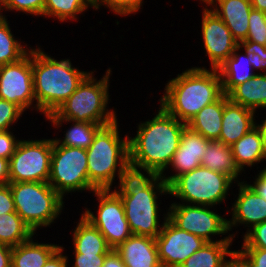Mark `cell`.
Here are the masks:
<instances>
[{
    "instance_id": "obj_14",
    "label": "cell",
    "mask_w": 266,
    "mask_h": 267,
    "mask_svg": "<svg viewBox=\"0 0 266 267\" xmlns=\"http://www.w3.org/2000/svg\"><path fill=\"white\" fill-rule=\"evenodd\" d=\"M155 239L159 260L164 267H179L206 243L197 235L179 229L168 218Z\"/></svg>"
},
{
    "instance_id": "obj_29",
    "label": "cell",
    "mask_w": 266,
    "mask_h": 267,
    "mask_svg": "<svg viewBox=\"0 0 266 267\" xmlns=\"http://www.w3.org/2000/svg\"><path fill=\"white\" fill-rule=\"evenodd\" d=\"M233 241L206 242L179 267H224ZM231 249V250H230Z\"/></svg>"
},
{
    "instance_id": "obj_52",
    "label": "cell",
    "mask_w": 266,
    "mask_h": 267,
    "mask_svg": "<svg viewBox=\"0 0 266 267\" xmlns=\"http://www.w3.org/2000/svg\"><path fill=\"white\" fill-rule=\"evenodd\" d=\"M201 3H204V8L212 6L217 0H199ZM206 4V5H205Z\"/></svg>"
},
{
    "instance_id": "obj_36",
    "label": "cell",
    "mask_w": 266,
    "mask_h": 267,
    "mask_svg": "<svg viewBox=\"0 0 266 267\" xmlns=\"http://www.w3.org/2000/svg\"><path fill=\"white\" fill-rule=\"evenodd\" d=\"M24 111L15 103L0 99V131L12 130L11 127L17 124Z\"/></svg>"
},
{
    "instance_id": "obj_42",
    "label": "cell",
    "mask_w": 266,
    "mask_h": 267,
    "mask_svg": "<svg viewBox=\"0 0 266 267\" xmlns=\"http://www.w3.org/2000/svg\"><path fill=\"white\" fill-rule=\"evenodd\" d=\"M249 259L252 267H266V249L262 248H241Z\"/></svg>"
},
{
    "instance_id": "obj_46",
    "label": "cell",
    "mask_w": 266,
    "mask_h": 267,
    "mask_svg": "<svg viewBox=\"0 0 266 267\" xmlns=\"http://www.w3.org/2000/svg\"><path fill=\"white\" fill-rule=\"evenodd\" d=\"M103 267H125L120 255L113 249L104 260Z\"/></svg>"
},
{
    "instance_id": "obj_22",
    "label": "cell",
    "mask_w": 266,
    "mask_h": 267,
    "mask_svg": "<svg viewBox=\"0 0 266 267\" xmlns=\"http://www.w3.org/2000/svg\"><path fill=\"white\" fill-rule=\"evenodd\" d=\"M231 148L236 165L244 173L247 170L246 168L252 169L255 164L258 166L259 163L266 161V151L257 126L231 145Z\"/></svg>"
},
{
    "instance_id": "obj_27",
    "label": "cell",
    "mask_w": 266,
    "mask_h": 267,
    "mask_svg": "<svg viewBox=\"0 0 266 267\" xmlns=\"http://www.w3.org/2000/svg\"><path fill=\"white\" fill-rule=\"evenodd\" d=\"M49 121V123L53 126L55 130L60 129L65 123L70 127L66 129L62 138L55 137V141L59 145L68 146V147H76L81 149H88L91 143L93 142L94 136L96 135L97 131L102 127L99 124L91 123V122H80V121H73L68 119H45V121Z\"/></svg>"
},
{
    "instance_id": "obj_12",
    "label": "cell",
    "mask_w": 266,
    "mask_h": 267,
    "mask_svg": "<svg viewBox=\"0 0 266 267\" xmlns=\"http://www.w3.org/2000/svg\"><path fill=\"white\" fill-rule=\"evenodd\" d=\"M92 193L98 201L97 210L92 212L87 207L81 216L97 228L108 245L115 249L132 235L122 200L112 189L95 190Z\"/></svg>"
},
{
    "instance_id": "obj_9",
    "label": "cell",
    "mask_w": 266,
    "mask_h": 267,
    "mask_svg": "<svg viewBox=\"0 0 266 267\" xmlns=\"http://www.w3.org/2000/svg\"><path fill=\"white\" fill-rule=\"evenodd\" d=\"M88 159L85 149L59 145L53 138L48 183L63 198L66 194L98 190L88 177Z\"/></svg>"
},
{
    "instance_id": "obj_16",
    "label": "cell",
    "mask_w": 266,
    "mask_h": 267,
    "mask_svg": "<svg viewBox=\"0 0 266 267\" xmlns=\"http://www.w3.org/2000/svg\"><path fill=\"white\" fill-rule=\"evenodd\" d=\"M238 196L229 208L227 214H230L231 219L228 218V230H234L233 227L243 226L247 229L244 235L252 229L255 225L266 221V201L257 195L244 180L236 183Z\"/></svg>"
},
{
    "instance_id": "obj_13",
    "label": "cell",
    "mask_w": 266,
    "mask_h": 267,
    "mask_svg": "<svg viewBox=\"0 0 266 267\" xmlns=\"http://www.w3.org/2000/svg\"><path fill=\"white\" fill-rule=\"evenodd\" d=\"M32 47L19 61L0 66V99L15 103L24 112L27 109L37 111L33 89Z\"/></svg>"
},
{
    "instance_id": "obj_19",
    "label": "cell",
    "mask_w": 266,
    "mask_h": 267,
    "mask_svg": "<svg viewBox=\"0 0 266 267\" xmlns=\"http://www.w3.org/2000/svg\"><path fill=\"white\" fill-rule=\"evenodd\" d=\"M256 112L228 100L224 105L222 127L217 141L233 145L256 126Z\"/></svg>"
},
{
    "instance_id": "obj_41",
    "label": "cell",
    "mask_w": 266,
    "mask_h": 267,
    "mask_svg": "<svg viewBox=\"0 0 266 267\" xmlns=\"http://www.w3.org/2000/svg\"><path fill=\"white\" fill-rule=\"evenodd\" d=\"M16 212L10 186L0 185V215Z\"/></svg>"
},
{
    "instance_id": "obj_40",
    "label": "cell",
    "mask_w": 266,
    "mask_h": 267,
    "mask_svg": "<svg viewBox=\"0 0 266 267\" xmlns=\"http://www.w3.org/2000/svg\"><path fill=\"white\" fill-rule=\"evenodd\" d=\"M107 255L73 253L74 263L72 267H103Z\"/></svg>"
},
{
    "instance_id": "obj_37",
    "label": "cell",
    "mask_w": 266,
    "mask_h": 267,
    "mask_svg": "<svg viewBox=\"0 0 266 267\" xmlns=\"http://www.w3.org/2000/svg\"><path fill=\"white\" fill-rule=\"evenodd\" d=\"M242 236L243 242L240 248L266 249V221L255 225Z\"/></svg>"
},
{
    "instance_id": "obj_11",
    "label": "cell",
    "mask_w": 266,
    "mask_h": 267,
    "mask_svg": "<svg viewBox=\"0 0 266 267\" xmlns=\"http://www.w3.org/2000/svg\"><path fill=\"white\" fill-rule=\"evenodd\" d=\"M53 138L20 139L9 159V182H48Z\"/></svg>"
},
{
    "instance_id": "obj_26",
    "label": "cell",
    "mask_w": 266,
    "mask_h": 267,
    "mask_svg": "<svg viewBox=\"0 0 266 267\" xmlns=\"http://www.w3.org/2000/svg\"><path fill=\"white\" fill-rule=\"evenodd\" d=\"M230 101L257 113L266 108V74L256 73L250 80L235 86L228 94Z\"/></svg>"
},
{
    "instance_id": "obj_7",
    "label": "cell",
    "mask_w": 266,
    "mask_h": 267,
    "mask_svg": "<svg viewBox=\"0 0 266 267\" xmlns=\"http://www.w3.org/2000/svg\"><path fill=\"white\" fill-rule=\"evenodd\" d=\"M16 213L36 234L59 219L65 201L48 182H9Z\"/></svg>"
},
{
    "instance_id": "obj_8",
    "label": "cell",
    "mask_w": 266,
    "mask_h": 267,
    "mask_svg": "<svg viewBox=\"0 0 266 267\" xmlns=\"http://www.w3.org/2000/svg\"><path fill=\"white\" fill-rule=\"evenodd\" d=\"M234 184L236 182L227 174L199 166L177 176L168 189L169 196L182 203L217 207L228 199Z\"/></svg>"
},
{
    "instance_id": "obj_5",
    "label": "cell",
    "mask_w": 266,
    "mask_h": 267,
    "mask_svg": "<svg viewBox=\"0 0 266 267\" xmlns=\"http://www.w3.org/2000/svg\"><path fill=\"white\" fill-rule=\"evenodd\" d=\"M119 126L118 119L102 126L86 149L89 181L98 190L113 189L115 181L119 179V185L120 180L131 170L129 135L120 137Z\"/></svg>"
},
{
    "instance_id": "obj_38",
    "label": "cell",
    "mask_w": 266,
    "mask_h": 267,
    "mask_svg": "<svg viewBox=\"0 0 266 267\" xmlns=\"http://www.w3.org/2000/svg\"><path fill=\"white\" fill-rule=\"evenodd\" d=\"M143 4L144 0H117L109 10L114 13V15L126 17L139 12Z\"/></svg>"
},
{
    "instance_id": "obj_2",
    "label": "cell",
    "mask_w": 266,
    "mask_h": 267,
    "mask_svg": "<svg viewBox=\"0 0 266 267\" xmlns=\"http://www.w3.org/2000/svg\"><path fill=\"white\" fill-rule=\"evenodd\" d=\"M112 190L122 200L125 217L132 234L156 238L167 218L166 209L160 224L161 213L159 215V212L162 210L157 200L162 195H169L168 185L162 177L156 173H139L130 170Z\"/></svg>"
},
{
    "instance_id": "obj_17",
    "label": "cell",
    "mask_w": 266,
    "mask_h": 267,
    "mask_svg": "<svg viewBox=\"0 0 266 267\" xmlns=\"http://www.w3.org/2000/svg\"><path fill=\"white\" fill-rule=\"evenodd\" d=\"M210 141V139H206L201 134L192 131L188 126L184 128L179 147L166 169L167 171L170 169L174 172L167 176V173L160 175L167 185L177 176L201 166L202 156L206 152Z\"/></svg>"
},
{
    "instance_id": "obj_24",
    "label": "cell",
    "mask_w": 266,
    "mask_h": 267,
    "mask_svg": "<svg viewBox=\"0 0 266 267\" xmlns=\"http://www.w3.org/2000/svg\"><path fill=\"white\" fill-rule=\"evenodd\" d=\"M228 100L227 95L223 94L217 101L201 109L187 123V126L206 139H210L211 141L218 140L222 127L224 105Z\"/></svg>"
},
{
    "instance_id": "obj_47",
    "label": "cell",
    "mask_w": 266,
    "mask_h": 267,
    "mask_svg": "<svg viewBox=\"0 0 266 267\" xmlns=\"http://www.w3.org/2000/svg\"><path fill=\"white\" fill-rule=\"evenodd\" d=\"M12 247L0 244V267H11Z\"/></svg>"
},
{
    "instance_id": "obj_20",
    "label": "cell",
    "mask_w": 266,
    "mask_h": 267,
    "mask_svg": "<svg viewBox=\"0 0 266 267\" xmlns=\"http://www.w3.org/2000/svg\"><path fill=\"white\" fill-rule=\"evenodd\" d=\"M210 9L225 23L238 42L246 39L252 10L251 0H217Z\"/></svg>"
},
{
    "instance_id": "obj_35",
    "label": "cell",
    "mask_w": 266,
    "mask_h": 267,
    "mask_svg": "<svg viewBox=\"0 0 266 267\" xmlns=\"http://www.w3.org/2000/svg\"><path fill=\"white\" fill-rule=\"evenodd\" d=\"M246 41H252L266 46L265 13L253 9L249 16V28Z\"/></svg>"
},
{
    "instance_id": "obj_51",
    "label": "cell",
    "mask_w": 266,
    "mask_h": 267,
    "mask_svg": "<svg viewBox=\"0 0 266 267\" xmlns=\"http://www.w3.org/2000/svg\"><path fill=\"white\" fill-rule=\"evenodd\" d=\"M253 9L266 13V0H251Z\"/></svg>"
},
{
    "instance_id": "obj_53",
    "label": "cell",
    "mask_w": 266,
    "mask_h": 267,
    "mask_svg": "<svg viewBox=\"0 0 266 267\" xmlns=\"http://www.w3.org/2000/svg\"><path fill=\"white\" fill-rule=\"evenodd\" d=\"M264 168H260L261 170H263L266 173V165L263 166Z\"/></svg>"
},
{
    "instance_id": "obj_1",
    "label": "cell",
    "mask_w": 266,
    "mask_h": 267,
    "mask_svg": "<svg viewBox=\"0 0 266 267\" xmlns=\"http://www.w3.org/2000/svg\"><path fill=\"white\" fill-rule=\"evenodd\" d=\"M155 116L138 124L129 135L130 169L139 173L165 174L177 151L186 123L169 114L161 105Z\"/></svg>"
},
{
    "instance_id": "obj_39",
    "label": "cell",
    "mask_w": 266,
    "mask_h": 267,
    "mask_svg": "<svg viewBox=\"0 0 266 267\" xmlns=\"http://www.w3.org/2000/svg\"><path fill=\"white\" fill-rule=\"evenodd\" d=\"M13 133L11 130L0 131V157L8 160L20 141Z\"/></svg>"
},
{
    "instance_id": "obj_43",
    "label": "cell",
    "mask_w": 266,
    "mask_h": 267,
    "mask_svg": "<svg viewBox=\"0 0 266 267\" xmlns=\"http://www.w3.org/2000/svg\"><path fill=\"white\" fill-rule=\"evenodd\" d=\"M224 267H252V266L248 257L240 249L238 250L235 249L228 254Z\"/></svg>"
},
{
    "instance_id": "obj_6",
    "label": "cell",
    "mask_w": 266,
    "mask_h": 267,
    "mask_svg": "<svg viewBox=\"0 0 266 267\" xmlns=\"http://www.w3.org/2000/svg\"><path fill=\"white\" fill-rule=\"evenodd\" d=\"M111 70L110 67L107 68L106 74L104 73L99 80L94 77L95 70H93L71 96L45 119H68L91 122L101 126L117 120L118 116L115 109H109L107 106L111 101L109 99L111 95L108 91L111 83Z\"/></svg>"
},
{
    "instance_id": "obj_48",
    "label": "cell",
    "mask_w": 266,
    "mask_h": 267,
    "mask_svg": "<svg viewBox=\"0 0 266 267\" xmlns=\"http://www.w3.org/2000/svg\"><path fill=\"white\" fill-rule=\"evenodd\" d=\"M9 183V160L0 157V185Z\"/></svg>"
},
{
    "instance_id": "obj_33",
    "label": "cell",
    "mask_w": 266,
    "mask_h": 267,
    "mask_svg": "<svg viewBox=\"0 0 266 267\" xmlns=\"http://www.w3.org/2000/svg\"><path fill=\"white\" fill-rule=\"evenodd\" d=\"M44 7L45 0H0V15L3 16V12L14 11L18 13L22 12L26 15L42 17Z\"/></svg>"
},
{
    "instance_id": "obj_4",
    "label": "cell",
    "mask_w": 266,
    "mask_h": 267,
    "mask_svg": "<svg viewBox=\"0 0 266 267\" xmlns=\"http://www.w3.org/2000/svg\"><path fill=\"white\" fill-rule=\"evenodd\" d=\"M36 47L32 48L33 89L37 112L46 118L71 96L92 70H79L69 58L57 60L41 46Z\"/></svg>"
},
{
    "instance_id": "obj_28",
    "label": "cell",
    "mask_w": 266,
    "mask_h": 267,
    "mask_svg": "<svg viewBox=\"0 0 266 267\" xmlns=\"http://www.w3.org/2000/svg\"><path fill=\"white\" fill-rule=\"evenodd\" d=\"M201 166L210 170L227 174L236 183L240 182L242 171L235 163L232 148L217 140L209 142L206 152L202 156Z\"/></svg>"
},
{
    "instance_id": "obj_45",
    "label": "cell",
    "mask_w": 266,
    "mask_h": 267,
    "mask_svg": "<svg viewBox=\"0 0 266 267\" xmlns=\"http://www.w3.org/2000/svg\"><path fill=\"white\" fill-rule=\"evenodd\" d=\"M65 247L63 244L60 245V248L47 260L43 267H68L69 256L67 254L63 255Z\"/></svg>"
},
{
    "instance_id": "obj_3",
    "label": "cell",
    "mask_w": 266,
    "mask_h": 267,
    "mask_svg": "<svg viewBox=\"0 0 266 267\" xmlns=\"http://www.w3.org/2000/svg\"><path fill=\"white\" fill-rule=\"evenodd\" d=\"M191 67L168 80L160 105L179 121L188 123L201 109L222 95V82L217 69Z\"/></svg>"
},
{
    "instance_id": "obj_10",
    "label": "cell",
    "mask_w": 266,
    "mask_h": 267,
    "mask_svg": "<svg viewBox=\"0 0 266 267\" xmlns=\"http://www.w3.org/2000/svg\"><path fill=\"white\" fill-rule=\"evenodd\" d=\"M167 218L179 229L197 235L206 242L234 241L236 233L228 230V219L217 213L212 206L190 205L182 202H175L169 205ZM213 209V210H210ZM215 211V212H214ZM229 234V235H228ZM224 236L220 239L214 236ZM228 235V236H227ZM215 239V240H214Z\"/></svg>"
},
{
    "instance_id": "obj_23",
    "label": "cell",
    "mask_w": 266,
    "mask_h": 267,
    "mask_svg": "<svg viewBox=\"0 0 266 267\" xmlns=\"http://www.w3.org/2000/svg\"><path fill=\"white\" fill-rule=\"evenodd\" d=\"M34 237L36 238L34 235L29 240L12 247L11 267H43L60 248L59 244L40 243Z\"/></svg>"
},
{
    "instance_id": "obj_18",
    "label": "cell",
    "mask_w": 266,
    "mask_h": 267,
    "mask_svg": "<svg viewBox=\"0 0 266 267\" xmlns=\"http://www.w3.org/2000/svg\"><path fill=\"white\" fill-rule=\"evenodd\" d=\"M125 267H158L161 265L156 239L132 234L114 249Z\"/></svg>"
},
{
    "instance_id": "obj_25",
    "label": "cell",
    "mask_w": 266,
    "mask_h": 267,
    "mask_svg": "<svg viewBox=\"0 0 266 267\" xmlns=\"http://www.w3.org/2000/svg\"><path fill=\"white\" fill-rule=\"evenodd\" d=\"M76 227L71 231L73 253L81 254H109L113 249L108 245L101 232L92 226L82 216Z\"/></svg>"
},
{
    "instance_id": "obj_31",
    "label": "cell",
    "mask_w": 266,
    "mask_h": 267,
    "mask_svg": "<svg viewBox=\"0 0 266 267\" xmlns=\"http://www.w3.org/2000/svg\"><path fill=\"white\" fill-rule=\"evenodd\" d=\"M34 235L35 233L16 212L0 215V244L15 247Z\"/></svg>"
},
{
    "instance_id": "obj_30",
    "label": "cell",
    "mask_w": 266,
    "mask_h": 267,
    "mask_svg": "<svg viewBox=\"0 0 266 267\" xmlns=\"http://www.w3.org/2000/svg\"><path fill=\"white\" fill-rule=\"evenodd\" d=\"M7 16L6 14L0 15V66L19 61L31 49L24 41H21V38L20 40L15 38Z\"/></svg>"
},
{
    "instance_id": "obj_34",
    "label": "cell",
    "mask_w": 266,
    "mask_h": 267,
    "mask_svg": "<svg viewBox=\"0 0 266 267\" xmlns=\"http://www.w3.org/2000/svg\"><path fill=\"white\" fill-rule=\"evenodd\" d=\"M239 47L244 50L254 71L266 74V46L252 41L242 40ZM259 71V72H258Z\"/></svg>"
},
{
    "instance_id": "obj_15",
    "label": "cell",
    "mask_w": 266,
    "mask_h": 267,
    "mask_svg": "<svg viewBox=\"0 0 266 267\" xmlns=\"http://www.w3.org/2000/svg\"><path fill=\"white\" fill-rule=\"evenodd\" d=\"M202 10L201 38L203 49L208 56L210 69H218L239 46V42L214 11L209 7H203Z\"/></svg>"
},
{
    "instance_id": "obj_44",
    "label": "cell",
    "mask_w": 266,
    "mask_h": 267,
    "mask_svg": "<svg viewBox=\"0 0 266 267\" xmlns=\"http://www.w3.org/2000/svg\"><path fill=\"white\" fill-rule=\"evenodd\" d=\"M259 173L253 177L251 181L247 183L244 181L257 195L261 196L266 201V173L263 170H258Z\"/></svg>"
},
{
    "instance_id": "obj_50",
    "label": "cell",
    "mask_w": 266,
    "mask_h": 267,
    "mask_svg": "<svg viewBox=\"0 0 266 267\" xmlns=\"http://www.w3.org/2000/svg\"><path fill=\"white\" fill-rule=\"evenodd\" d=\"M256 126L259 129L261 136H262V141H263V146L266 151V117L261 121L260 124L256 122Z\"/></svg>"
},
{
    "instance_id": "obj_49",
    "label": "cell",
    "mask_w": 266,
    "mask_h": 267,
    "mask_svg": "<svg viewBox=\"0 0 266 267\" xmlns=\"http://www.w3.org/2000/svg\"><path fill=\"white\" fill-rule=\"evenodd\" d=\"M117 0H91L92 8L97 11L100 10L101 6L109 9Z\"/></svg>"
},
{
    "instance_id": "obj_21",
    "label": "cell",
    "mask_w": 266,
    "mask_h": 267,
    "mask_svg": "<svg viewBox=\"0 0 266 267\" xmlns=\"http://www.w3.org/2000/svg\"><path fill=\"white\" fill-rule=\"evenodd\" d=\"M240 53V54H239ZM219 72L223 94H228L235 86L250 80L254 72L246 52L237 47L231 56L217 69Z\"/></svg>"
},
{
    "instance_id": "obj_32",
    "label": "cell",
    "mask_w": 266,
    "mask_h": 267,
    "mask_svg": "<svg viewBox=\"0 0 266 267\" xmlns=\"http://www.w3.org/2000/svg\"><path fill=\"white\" fill-rule=\"evenodd\" d=\"M92 8L91 0H45L44 18H54L59 22L77 21L80 14ZM79 15V16H78ZM57 18V19H55Z\"/></svg>"
}]
</instances>
